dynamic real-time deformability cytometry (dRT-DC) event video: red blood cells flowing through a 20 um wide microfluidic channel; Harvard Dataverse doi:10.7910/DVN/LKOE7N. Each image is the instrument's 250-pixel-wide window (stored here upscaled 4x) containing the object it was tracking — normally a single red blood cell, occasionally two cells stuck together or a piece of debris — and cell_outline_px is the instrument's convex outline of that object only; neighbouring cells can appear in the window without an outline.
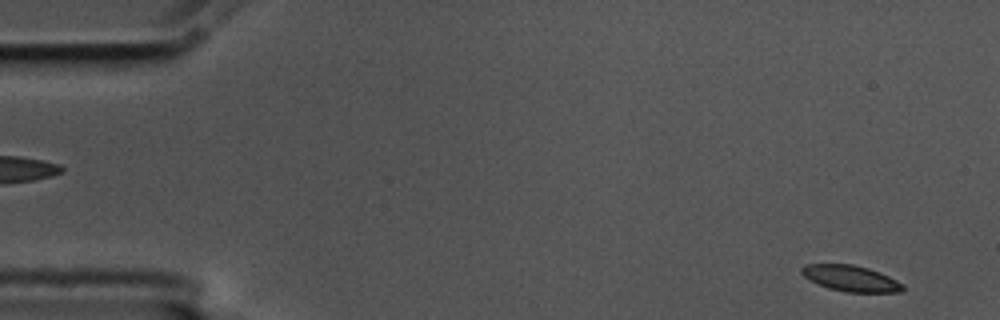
{"species": "common noctule bat (a hibernating species)", "species_latin": "Nyctalus noctula", "temperature_condition": "cold", "stored_images_in_passage": 57, "camera_frame_rate_fps": 3000, "um_per_image_px": 0.085, "animal": {"sex": "male", "body_mass_g": 17.5, "forearm_length_mm": 52.3}, "frame": {"image": 1, "passage_image": 3, "time_ms": 0.667, "image_size_px": [1000, 320], "cell_outline_px": [[904, 288], [900, 292], [844, 292], [828, 288], [808, 280], [800, 272], [800, 268], [804, 264], [852, 264], [868, 268], [880, 272], [904, 284]], "centroid_in_image_um": [72.28, 23.66], "position_along_channel_um": 12.7, "area_um2": 15.43}}
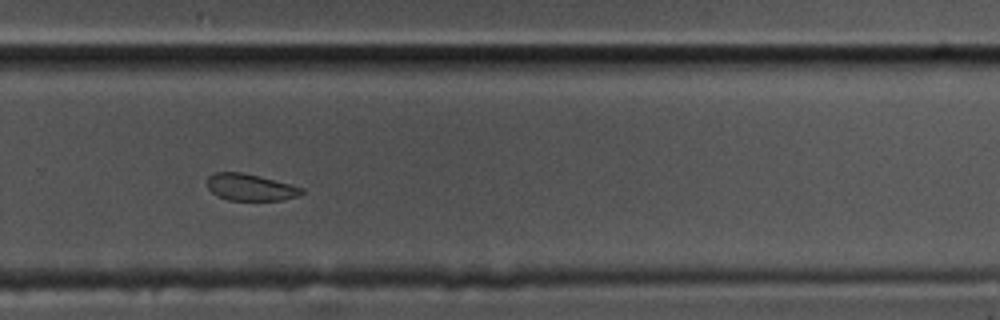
{"frame": {"image": 2, "passage_image": 38, "time_ms": 12.333, "image_size_px": [1000, 320], "cell_outline_px": [[304, 192], [300, 196], [280, 200], [228, 200], [216, 196], [208, 188], [208, 176], [216, 172], [244, 172], [292, 184], [304, 188]], "centroid_in_image_um": [21.31, 15.92], "position_along_channel_um": 308.5, "area_um2": 14.91}}
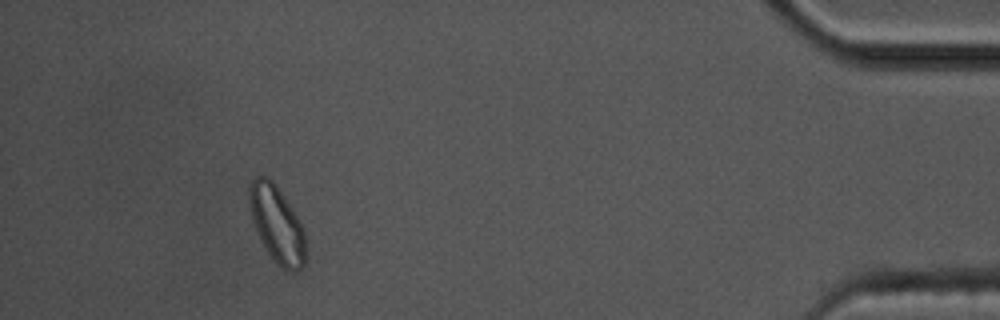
{"frame": {"image": 3, "passage_image": 52, "time_ms": 17.0, "image_size_px": [1000, 320], "cell_outline_px": [[304, 264], [296, 272], [284, 268], [276, 264], [260, 240], [252, 220], [248, 200], [248, 184], [256, 176], [264, 176], [272, 180], [276, 184], [304, 228]], "centroid_in_image_um": [23.5, 19.02], "position_along_channel_um": 411.7, "area_um2": 24.97}, "authors_computed_cell_mechanics": {"area_um2": 16.2996, "velocity_mm_per_s": 3.5301, "shape_relaxation_time_tau1_ms": 2.8532, "shape_relaxation_time_tau2_ms": null, "deformation_change_tau1": 0.0772, "deformation_change_tau2": null}}